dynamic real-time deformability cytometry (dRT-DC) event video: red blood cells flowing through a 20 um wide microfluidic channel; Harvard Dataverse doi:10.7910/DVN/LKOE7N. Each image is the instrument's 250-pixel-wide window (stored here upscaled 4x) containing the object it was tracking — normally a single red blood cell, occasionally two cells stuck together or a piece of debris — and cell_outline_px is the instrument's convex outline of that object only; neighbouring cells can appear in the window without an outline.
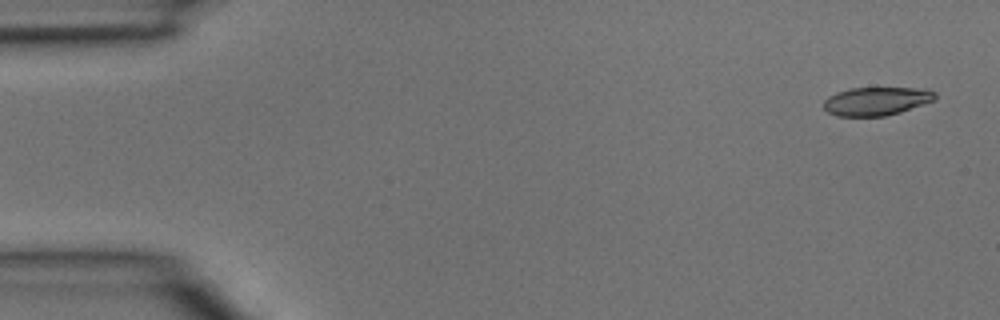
{"species": "common noctule bat (a hibernating species)", "species_latin": "Nyctalus noctula", "temperature_condition": "room temperature", "stored_images_in_passage": 3, "camera_frame_rate_fps": 3000, "um_per_image_px": 0.085, "animal": {"sex": "male", "body_mass_g": 15.6}, "frame": {"image": 1, "passage_image": 1, "time_ms": 0.0, "image_size_px": [1000, 320], "cell_outline_px": [[936, 96], [932, 100], [900, 112], [884, 116], [836, 116], [828, 112], [824, 108], [824, 100], [828, 96], [836, 92], [852, 88], [928, 88], [936, 92]], "centroid_in_image_um": [74.47, 8.59], "position_along_channel_um": 10.5, "area_um2": 18.32}}